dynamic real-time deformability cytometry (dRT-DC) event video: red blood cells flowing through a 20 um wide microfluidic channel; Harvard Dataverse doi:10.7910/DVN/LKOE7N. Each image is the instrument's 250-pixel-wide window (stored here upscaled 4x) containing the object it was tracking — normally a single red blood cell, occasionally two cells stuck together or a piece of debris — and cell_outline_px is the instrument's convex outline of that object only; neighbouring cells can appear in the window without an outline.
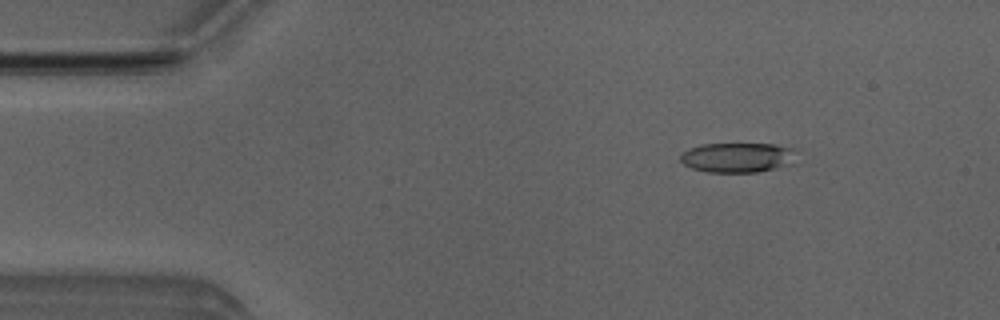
{"species": "Egyptian fruit bat (a non-hibernating species)", "species_latin": "Rousettus aegyptiacus", "temperature_condition": "room temperature", "stored_images_in_passage": 3, "camera_frame_rate_fps": 3000, "um_per_image_px": 0.085, "animal": {"sex": "male"}, "frame": {"image": 1, "passage_image": 2, "time_ms": 1.0, "image_size_px": [1000, 320], "cell_outline_px": [[800, 152], [796, 164], [756, 172], [708, 172], [692, 168], [684, 164], [680, 160], [680, 152], [688, 148], [704, 144], [776, 144], [792, 148]], "centroid_in_image_um": [62.78, 13.38], "position_along_channel_um": 22.2, "area_um2": 20.69}}